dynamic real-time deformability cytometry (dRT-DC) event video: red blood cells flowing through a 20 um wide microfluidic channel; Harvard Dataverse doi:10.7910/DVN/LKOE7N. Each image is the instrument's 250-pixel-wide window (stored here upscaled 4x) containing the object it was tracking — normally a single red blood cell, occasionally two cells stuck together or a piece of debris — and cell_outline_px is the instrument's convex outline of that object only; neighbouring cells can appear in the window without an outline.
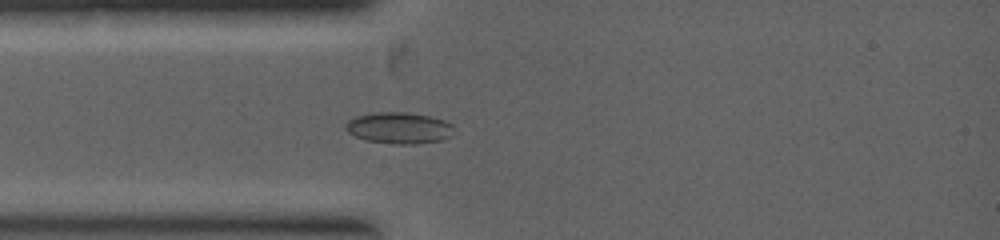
{"species": "common noctule bat (a hibernating species)", "species_latin": "Nyctalus noctula", "temperature_condition": "warm", "stored_images_in_passage": 9, "camera_frame_rate_fps": 5000, "um_per_image_px": 0.085, "animal": {"sex": "female", "body_mass_g": 19.0, "forearm_length_mm": 53.3}, "frame": {"image": 1, "passage_image": 3, "time_ms": 0.8, "image_size_px": [1000, 240], "cell_outline_px": [[452, 136], [440, 140], [412, 144], [396, 144], [368, 140], [356, 136], [348, 132], [344, 128], [344, 124], [348, 120], [356, 116], [376, 112], [408, 112], [428, 116], [444, 120], [452, 124]], "centroid_in_image_um": [33.9, 10.86], "position_along_channel_um": 51.1, "area_um2": 19.65}}
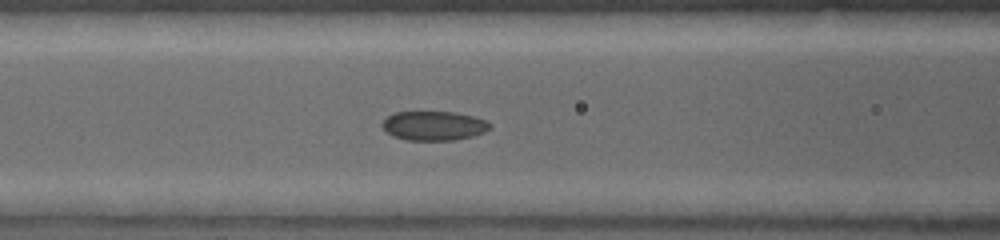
{"frame": {"image": 2, "passage_image": 6, "time_ms": 2.0, "image_size_px": [1000, 240], "cell_outline_px": [[492, 124], [484, 132], [472, 136], [456, 140], [408, 140], [392, 136], [380, 124], [388, 116], [396, 112], [456, 112], [488, 120]], "centroid_in_image_um": [36.89, 10.69], "position_along_channel_um": 129.7, "area_um2": 18.32}}
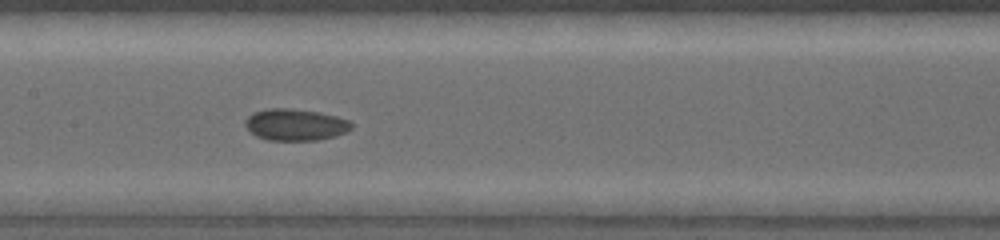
{"frame": {"image": 3, "passage_image": 8, "time_ms": 2.8, "image_size_px": [1000, 240], "cell_outline_px": [[352, 128], [348, 132], [336, 136], [316, 140], [268, 140], [256, 136], [244, 124], [244, 120], [252, 112], [268, 108], [288, 108], [320, 112], [336, 116], [348, 120], [352, 124]], "centroid_in_image_um": [25.11, 10.59], "position_along_channel_um": 182.3, "area_um2": 19.71}}